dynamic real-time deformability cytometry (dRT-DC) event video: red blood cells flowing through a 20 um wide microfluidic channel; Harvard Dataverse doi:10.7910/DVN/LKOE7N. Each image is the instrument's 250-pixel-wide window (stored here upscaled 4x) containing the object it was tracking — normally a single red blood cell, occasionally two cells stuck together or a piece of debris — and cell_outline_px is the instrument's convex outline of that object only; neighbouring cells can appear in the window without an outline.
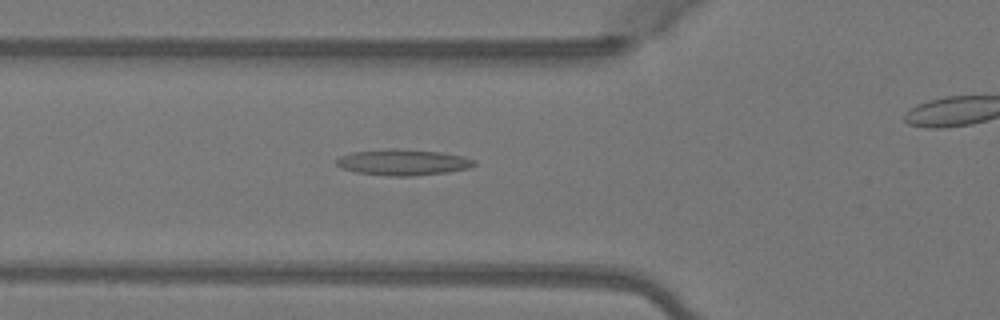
{"species": "Egyptian fruit bat (a non-hibernating species)", "species_latin": "Rousettus aegyptiacus", "temperature_condition": "warm", "stored_images_in_passage": 41, "camera_frame_rate_fps": 3000, "um_per_image_px": 0.085, "animal": {"sex": "female"}, "frame": {"image": 1, "passage_image": 18, "time_ms": 5.667, "image_size_px": [1000, 320], "cell_outline_px": [[476, 164], [468, 168], [448, 172], [412, 176], [388, 176], [356, 172], [340, 168], [336, 164], [336, 160], [340, 156], [352, 152], [388, 148], [396, 148], [440, 152], [464, 156], [476, 160]], "centroid_in_image_um": [34.25, 13.79], "position_along_channel_um": 91.6, "area_um2": 21.04}}
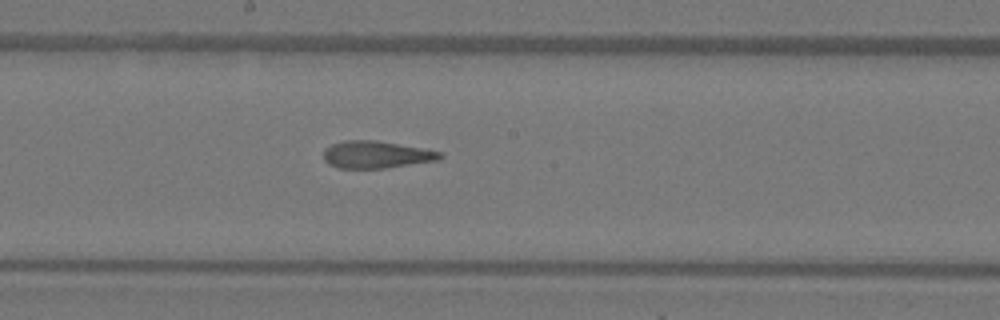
{"frame": {"image": 2, "passage_image": 27, "time_ms": 8.667, "image_size_px": [1000, 320], "cell_outline_px": [[444, 156], [436, 160], [384, 168], [336, 168], [328, 164], [324, 160], [324, 148], [332, 144], [344, 140], [376, 140], [428, 148], [444, 152]], "centroid_in_image_um": [32.0, 13.13], "position_along_channel_um": 216.2, "area_um2": 18.73}}
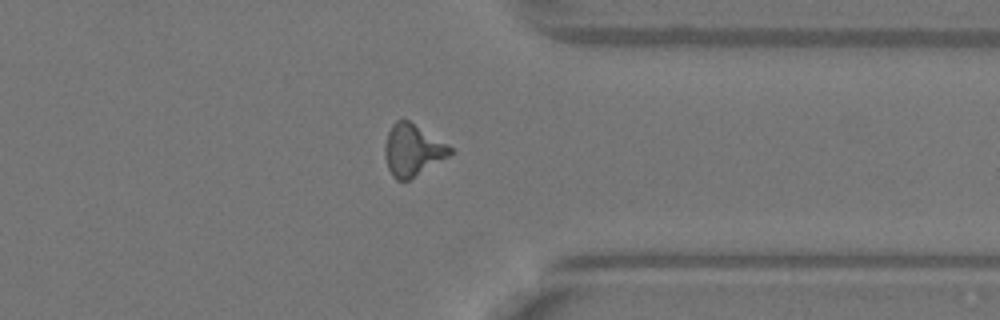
{"frame": {"image": 3, "passage_image": 39, "time_ms": 12.667, "image_size_px": [1000, 320], "cell_outline_px": [[452, 152], [448, 156], [408, 180], [396, 180], [392, 176], [388, 168], [384, 156], [384, 144], [388, 132], [392, 124], [396, 120], [408, 120], [448, 144], [452, 148]], "centroid_in_image_um": [35.03, 12.75], "position_along_channel_um": 376.4, "area_um2": 19.42}}